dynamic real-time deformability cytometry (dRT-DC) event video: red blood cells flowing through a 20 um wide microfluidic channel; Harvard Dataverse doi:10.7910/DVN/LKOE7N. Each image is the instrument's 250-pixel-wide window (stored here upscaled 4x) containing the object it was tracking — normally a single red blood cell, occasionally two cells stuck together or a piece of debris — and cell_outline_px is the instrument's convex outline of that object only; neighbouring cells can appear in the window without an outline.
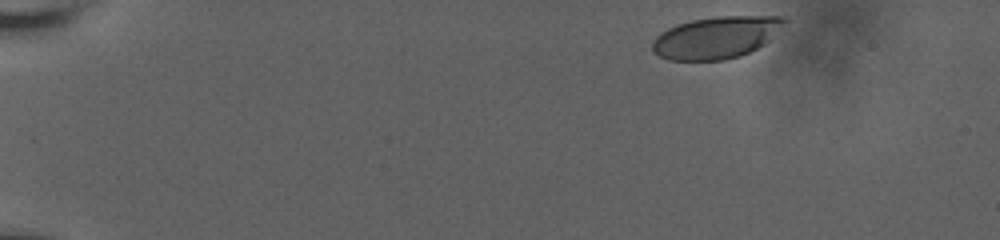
{"species": "human", "species_latin": "Homo sapiens", "temperature_condition": "room temperature", "stored_images_in_passage": 29, "camera_frame_rate_fps": 3000, "um_per_image_px": 0.085, "donor": {"sex": "male"}, "frame": {"image": 1, "passage_image": 1, "time_ms": 0.0, "image_size_px": [1000, 240], "cell_outline_px": [[788, 20], [764, 44], [740, 56], [724, 60], [668, 60], [652, 52], [652, 40], [660, 32], [676, 24], [692, 20], [716, 16], [784, 16]], "centroid_in_image_um": [60.84, 3.18], "position_along_channel_um": 24.2, "area_um2": 32.31}}
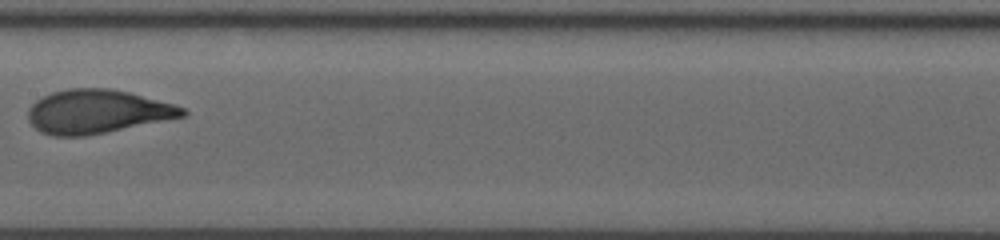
{"frame": {"image": 2, "passage_image": 16, "time_ms": 8.333, "image_size_px": [1000, 240], "cell_outline_px": [[188, 112], [184, 116], [84, 136], [52, 136], [40, 132], [28, 120], [28, 108], [36, 100], [52, 92], [68, 88], [108, 88], [128, 92], [172, 104], [184, 108]], "centroid_in_image_um": [8.2, 9.48], "position_along_channel_um": 199.2, "area_um2": 38.84}}
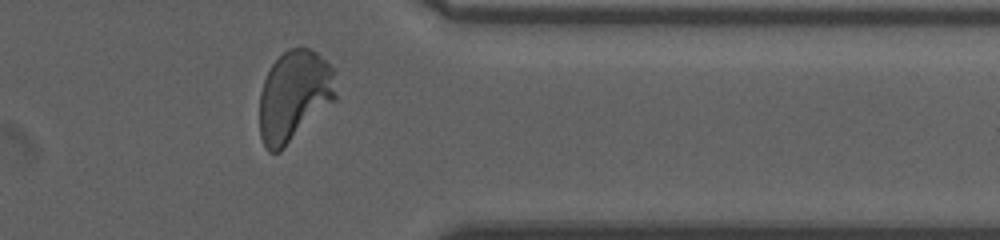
{"frame": {"image": 3, "passage_image": 27, "time_ms": 13.667, "image_size_px": [1000, 240], "cell_outline_px": [[336, 100], [280, 152], [268, 152], [264, 148], [260, 136], [260, 92], [264, 80], [272, 64], [288, 48], [308, 48], [316, 52], [336, 68]], "centroid_in_image_um": [25.03, 8.16], "position_along_channel_um": 386.4, "area_um2": 40.98}, "authors_computed_cell_mechanics": {"area_um2": 38.6104, "velocity_mm_per_s": 3.6297, "shape_relaxation_time_tau1_ms": 3.9107, "shape_relaxation_time_tau2_ms": null, "deformation_change_tau1": 0.1949, "deformation_change_tau2": null}}